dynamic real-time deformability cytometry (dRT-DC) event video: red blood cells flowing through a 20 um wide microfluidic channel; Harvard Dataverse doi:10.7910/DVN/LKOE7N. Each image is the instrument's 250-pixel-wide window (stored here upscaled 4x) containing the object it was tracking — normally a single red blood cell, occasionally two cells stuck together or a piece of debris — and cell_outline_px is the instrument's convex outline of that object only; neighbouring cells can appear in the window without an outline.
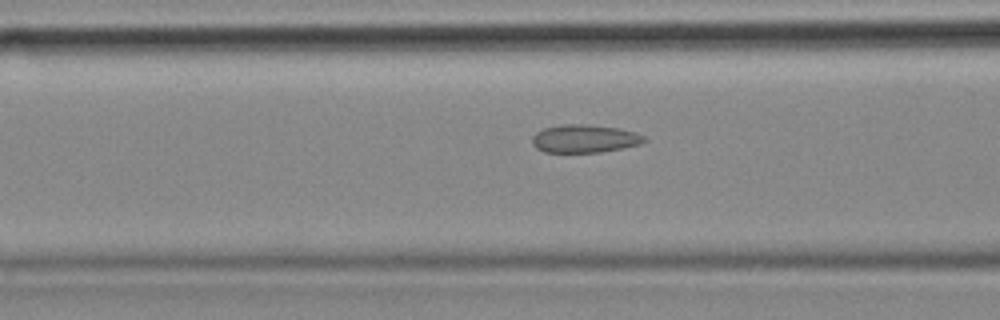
{"species": "common noctule bat (a hibernating species)", "species_latin": "Nyctalus noctula", "temperature_condition": "cold", "stored_images_in_passage": 54, "camera_frame_rate_fps": 3000, "um_per_image_px": 0.085, "animal": {"sex": "female", "body_mass_g": 18.4}, "frame": {"image": 1, "passage_image": 19, "time_ms": 6.0, "image_size_px": [1000, 320], "cell_outline_px": [[648, 140], [640, 144], [600, 152], [544, 152], [536, 148], [532, 144], [532, 136], [536, 132], [544, 128], [560, 124], [588, 124], [620, 128], [636, 132], [644, 136]], "centroid_in_image_um": [49.68, 11.77], "position_along_channel_um": 116.9, "area_um2": 18.44}}
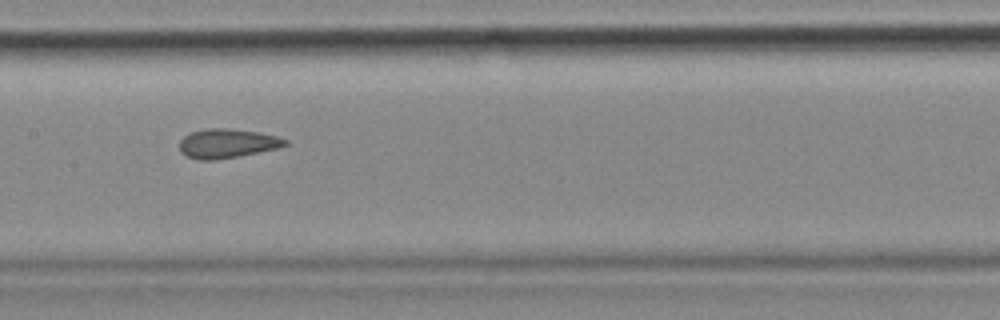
{"frame": {"image": 2, "passage_image": 25, "time_ms": 8.0, "image_size_px": [1000, 320], "cell_outline_px": [[288, 144], [276, 148], [216, 160], [196, 160], [180, 152], [180, 140], [184, 136], [192, 132], [208, 128], [228, 128], [260, 132], [276, 136], [288, 140]], "centroid_in_image_um": [19.28, 12.18], "position_along_channel_um": 188.1, "area_um2": 17.8}}
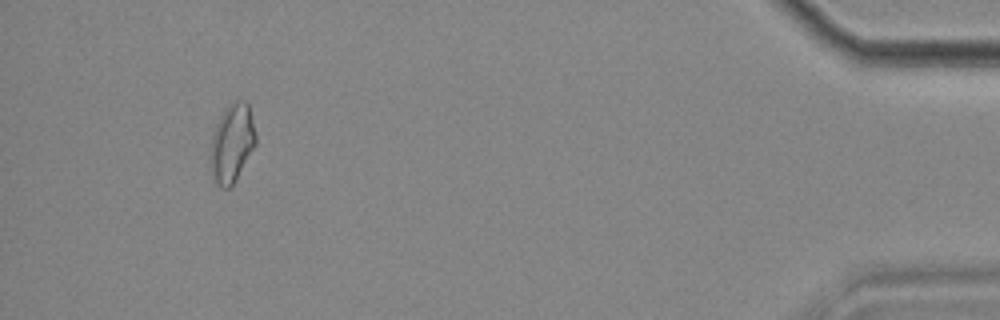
{"frame": {"image": 3, "passage_image": 50, "time_ms": 16.333, "image_size_px": [1000, 320], "cell_outline_px": [[256, 144], [232, 184], [228, 188], [220, 188], [208, 164], [208, 152], [212, 136], [216, 124], [224, 108], [232, 100], [244, 100], [248, 104], [256, 136]], "centroid_in_image_um": [19.67, 12.13], "position_along_channel_um": 415.5, "area_um2": 20.75}, "authors_computed_cell_mechanics": {"area_um2": 18.5538, "velocity_mm_per_s": 3.5629, "shape_relaxation_time_tau1_ms": null, "shape_relaxation_time_tau2_ms": 1.9303, "deformation_change_tau1": null, "deformation_change_tau2": 0.0727}}